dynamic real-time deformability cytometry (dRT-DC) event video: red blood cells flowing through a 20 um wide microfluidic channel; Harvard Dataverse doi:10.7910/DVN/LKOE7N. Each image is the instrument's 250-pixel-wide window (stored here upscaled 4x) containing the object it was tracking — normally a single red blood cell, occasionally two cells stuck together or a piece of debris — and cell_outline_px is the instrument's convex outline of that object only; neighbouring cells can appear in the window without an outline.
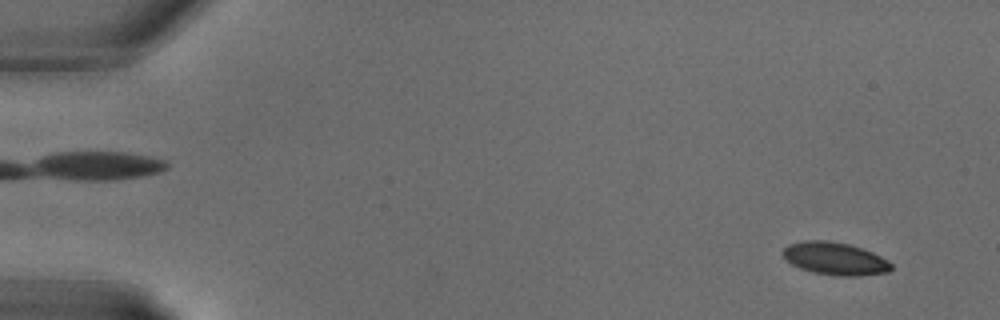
{"species": "common noctule bat (a hibernating species)", "species_latin": "Nyctalus noctula", "temperature_condition": "warm", "stored_images_in_passage": 13, "camera_frame_rate_fps": 3000, "um_per_image_px": 0.085, "animal": {"sex": "male", "body_mass_g": 18.8}, "frame": {"image": 1, "passage_image": 2, "time_ms": 0.333, "image_size_px": [1000, 320], "cell_outline_px": [[892, 268], [888, 272], [860, 276], [840, 276], [812, 272], [800, 268], [784, 260], [780, 252], [788, 244], [804, 240], [828, 240], [848, 244], [872, 252], [888, 260], [892, 264]], "centroid_in_image_um": [70.93, 21.98], "position_along_channel_um": 14.1, "area_um2": 20.81}}
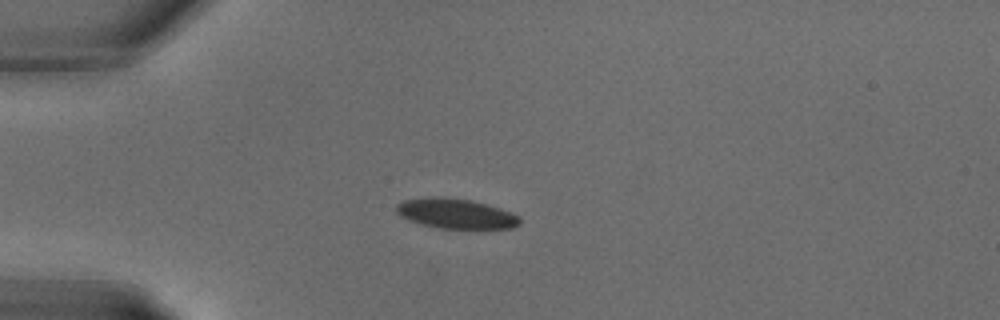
{"frame": {"image": 2, "passage_image": 8, "time_ms": 2.333, "image_size_px": [1000, 320], "cell_outline_px": [[520, 224], [512, 228], [440, 228], [408, 220], [400, 216], [396, 212], [396, 204], [404, 200], [428, 196], [444, 196], [472, 200], [488, 204], [500, 208], [520, 216]], "centroid_in_image_um": [38.73, 18.13], "position_along_channel_um": 46.3, "area_um2": 21.68}}
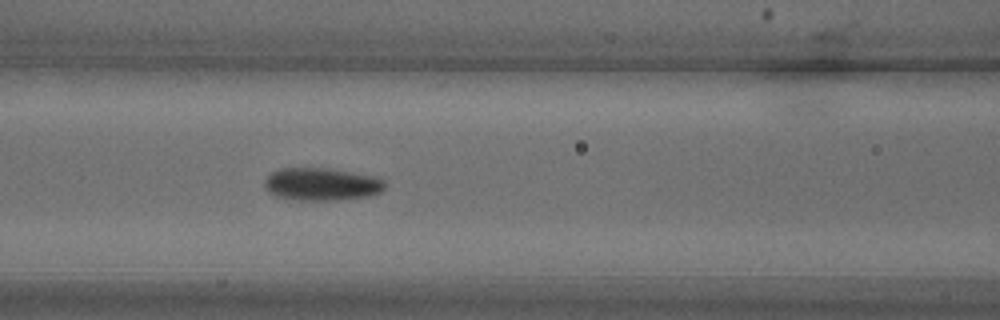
{"frame": {"image": 3, "passage_image": 13, "time_ms": 4.0, "image_size_px": [1000, 320], "cell_outline_px": [[384, 188], [380, 192], [368, 196], [336, 200], [296, 200], [276, 196], [268, 192], [264, 188], [264, 180], [272, 172], [280, 168], [328, 168], [384, 176]], "centroid_in_image_um": [27.37, 15.64], "position_along_channel_um": 139.2, "area_um2": 23.35}}